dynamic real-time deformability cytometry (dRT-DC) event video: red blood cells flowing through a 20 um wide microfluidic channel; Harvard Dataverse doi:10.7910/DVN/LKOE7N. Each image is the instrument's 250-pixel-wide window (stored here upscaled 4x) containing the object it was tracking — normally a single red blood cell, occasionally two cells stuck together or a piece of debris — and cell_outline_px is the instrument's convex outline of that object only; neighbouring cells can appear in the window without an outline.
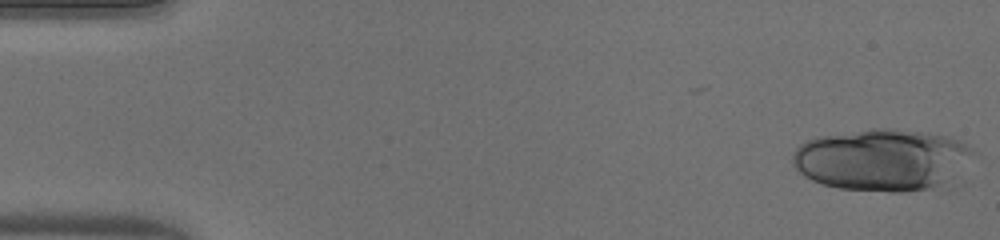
{"species": "human", "species_latin": "Homo sapiens", "temperature_condition": "warm", "stored_images_in_passage": 15, "camera_frame_rate_fps": 3000, "um_per_image_px": 0.085, "donor": {"sex": "male"}, "frame": {"image": 1, "passage_image": 1, "time_ms": 0.0, "image_size_px": [1000, 240], "cell_outline_px": [[972, 152], [944, 192], [888, 192], [840, 188], [824, 184], [812, 180], [804, 176], [792, 164], [792, 156], [796, 148], [800, 144], [816, 136], [872, 128], [888, 128], [920, 132], [948, 136], [960, 140]], "centroid_in_image_um": [74.99, 13.62], "position_along_channel_um": 10.0, "area_um2": 65.89}}
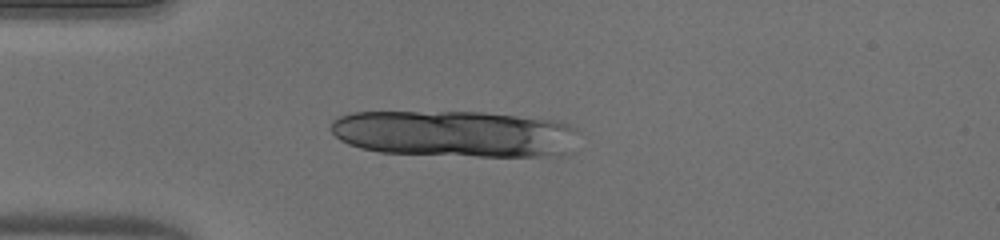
{"frame": {"image": 2, "passage_image": 13, "time_ms": 4.0, "image_size_px": [1000, 240], "cell_outline_px": [[572, 152], [560, 156], [476, 156], [380, 152], [360, 148], [348, 144], [340, 140], [332, 132], [332, 120], [340, 116], [352, 112], [484, 112], [548, 120], [568, 124], [572, 128]], "centroid_in_image_um": [38.59, 11.37], "position_along_channel_um": 46.4, "area_um2": 66.82}}